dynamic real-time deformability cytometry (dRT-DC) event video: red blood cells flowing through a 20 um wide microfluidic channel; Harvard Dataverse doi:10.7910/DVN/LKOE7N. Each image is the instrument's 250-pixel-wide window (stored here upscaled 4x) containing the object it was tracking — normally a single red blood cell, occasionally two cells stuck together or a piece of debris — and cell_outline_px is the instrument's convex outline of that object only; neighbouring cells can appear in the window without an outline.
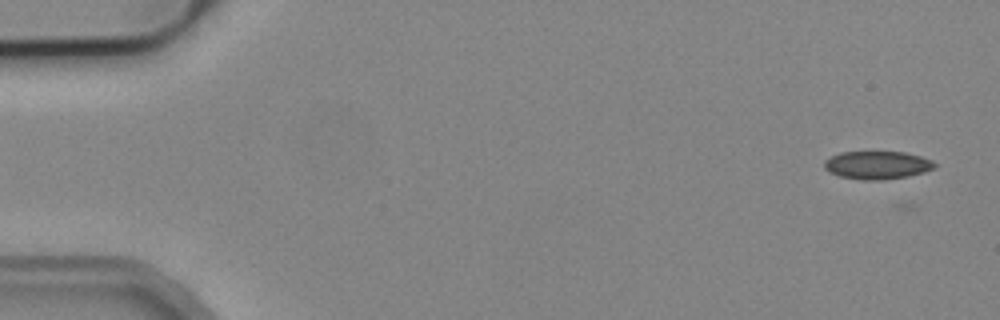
{"species": "common noctule bat (a hibernating species)", "species_latin": "Nyctalus noctula", "temperature_condition": "cold", "stored_images_in_passage": 6, "segment_of_instrument_passage": [2, 2], "camera_frame_rate_fps": 3000, "um_per_image_px": 0.085, "animal": {"sex": "male", "body_mass_g": 19.2, "forearm_length_mm": 51.8}, "frame": {"image": 1, "passage_image": 6, "time_ms": 6.333, "image_size_px": [1000, 320], "cell_outline_px": [[936, 168], [924, 172], [908, 176], [884, 180], [864, 180], [840, 176], [828, 172], [824, 168], [824, 160], [840, 152], [904, 152], [920, 156], [932, 160], [936, 164]], "centroid_in_image_um": [74.57, 14.04], "position_along_channel_um": 10.4, "area_um2": 18.09}}